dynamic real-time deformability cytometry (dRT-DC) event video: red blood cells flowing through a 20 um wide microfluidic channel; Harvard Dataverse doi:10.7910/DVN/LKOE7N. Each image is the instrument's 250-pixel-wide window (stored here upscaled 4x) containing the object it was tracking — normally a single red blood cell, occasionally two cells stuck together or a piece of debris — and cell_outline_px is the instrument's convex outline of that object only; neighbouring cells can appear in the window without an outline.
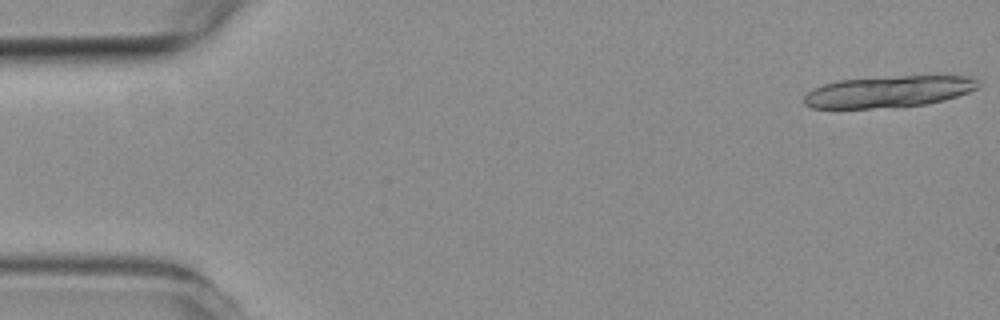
{"species": "common noctule bat (a hibernating species)", "species_latin": "Nyctalus noctula", "temperature_condition": "room temperature", "stored_images_in_passage": 3, "camera_frame_rate_fps": 3000, "um_per_image_px": 0.085, "animal": {"sex": "female", "body_mass_g": 19.3, "forearm_length_mm": 54.1}, "frame": {"image": 1, "passage_image": 1, "time_ms": 0.0, "image_size_px": [1000, 320], "cell_outline_px": [[980, 88], [944, 100], [924, 104], [872, 108], [812, 108], [804, 104], [804, 96], [808, 92], [824, 84], [840, 80], [900, 76], [972, 76], [980, 80]], "centroid_in_image_um": [75.58, 7.78], "position_along_channel_um": 9.4, "area_um2": 31.73}}